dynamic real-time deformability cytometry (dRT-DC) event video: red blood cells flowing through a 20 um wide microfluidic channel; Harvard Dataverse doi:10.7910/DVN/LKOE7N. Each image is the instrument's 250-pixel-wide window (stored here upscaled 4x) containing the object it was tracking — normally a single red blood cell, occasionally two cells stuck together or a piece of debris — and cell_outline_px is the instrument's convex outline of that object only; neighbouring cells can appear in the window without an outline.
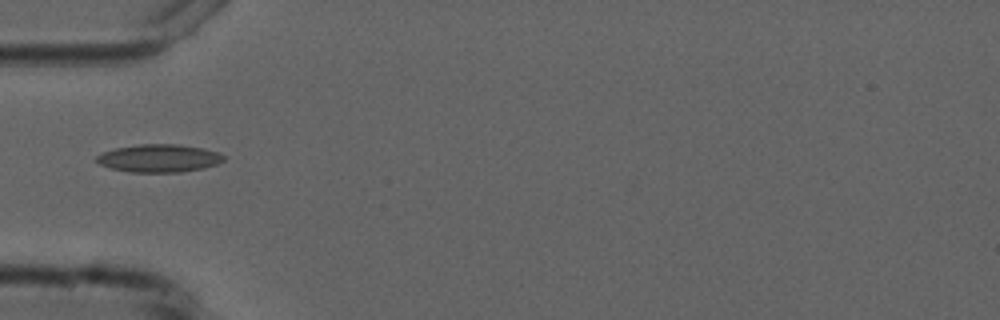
{"species": "common noctule bat (a hibernating species)", "species_latin": "Nyctalus noctula", "temperature_condition": "cold", "stored_images_in_passage": 1, "camera_frame_rate_fps": 3000, "um_per_image_px": 0.085, "animal": {"sex": "male", "forearm_length_mm": 52.5}, "frame": {"image": 1, "passage_image": 1, "time_ms": 0.0, "image_size_px": [1000, 320], "cell_outline_px": [[224, 160], [216, 164], [204, 168], [180, 172], [132, 172], [112, 168], [100, 164], [96, 160], [96, 156], [104, 152], [116, 148], [140, 144], [180, 144], [204, 148], [220, 152], [224, 156]], "centroid_in_image_um": [13.56, 13.44], "position_along_channel_um": 71.4, "area_um2": 20.58}}